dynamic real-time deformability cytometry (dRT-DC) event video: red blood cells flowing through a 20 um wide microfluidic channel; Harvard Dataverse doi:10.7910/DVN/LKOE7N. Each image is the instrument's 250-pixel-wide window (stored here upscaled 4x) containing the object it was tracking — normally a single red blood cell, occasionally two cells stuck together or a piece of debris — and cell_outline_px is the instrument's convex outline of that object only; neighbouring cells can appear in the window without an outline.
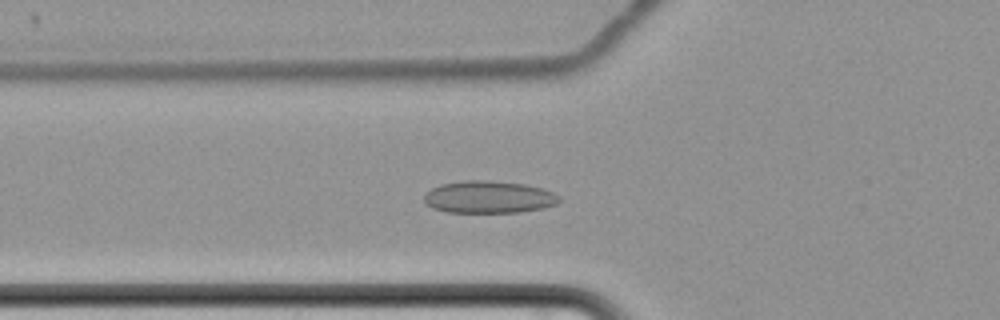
{"species": "common noctule bat (a hibernating species)", "species_latin": "Nyctalus noctula", "temperature_condition": "cold", "stored_images_in_passage": 66, "camera_frame_rate_fps": 3000, "um_per_image_px": 0.085, "animal": {"sex": "female", "body_mass_g": 22.7, "forearm_length_mm": 54.2}, "frame": {"image": 1, "passage_image": 28, "time_ms": 9.0, "image_size_px": [1000, 320], "cell_outline_px": [[560, 200], [556, 204], [544, 208], [520, 212], [448, 212], [432, 208], [424, 200], [424, 196], [432, 188], [440, 184], [468, 180], [488, 180], [524, 184], [540, 188], [552, 192], [560, 196]], "centroid_in_image_um": [41.56, 16.75], "position_along_channel_um": 84.2, "area_um2": 25.26}}
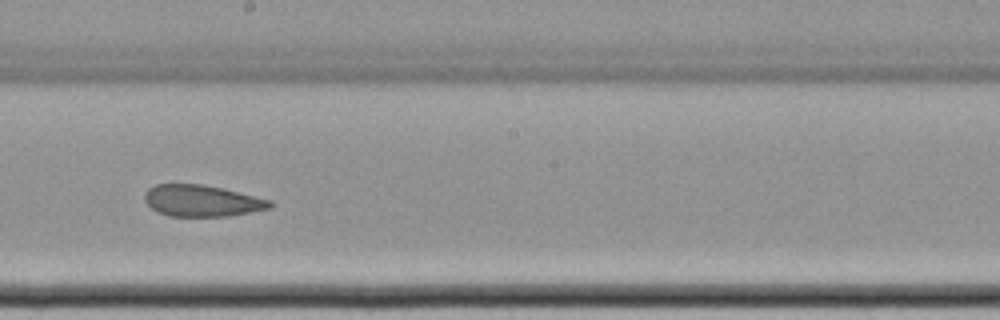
{"frame": {"image": 2, "passage_image": 41, "time_ms": 13.333, "image_size_px": [1000, 320], "cell_outline_px": [[272, 208], [228, 216], [168, 216], [156, 212], [144, 200], [144, 196], [148, 188], [156, 184], [204, 184], [224, 188], [272, 200]], "centroid_in_image_um": [17.17, 17.06], "position_along_channel_um": 231.0, "area_um2": 23.18}}
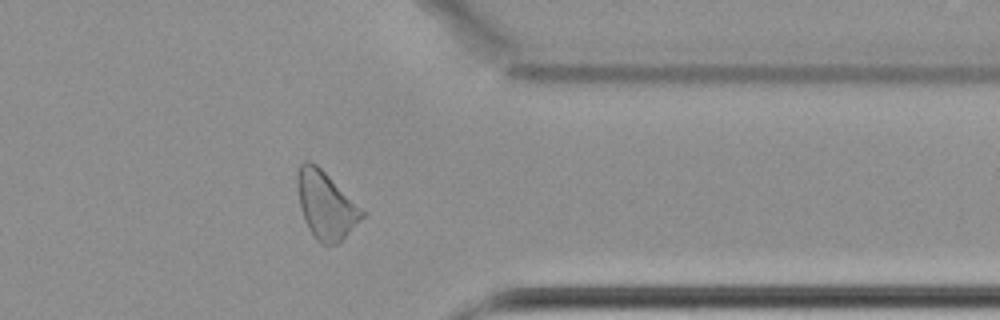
{"frame": {"image": 3, "passage_image": 55, "time_ms": 18.0, "image_size_px": [1000, 320], "cell_outline_px": [[368, 212], [336, 244], [324, 244], [316, 240], [308, 228], [304, 220], [300, 208], [296, 184], [296, 176], [300, 164], [304, 160], [308, 160], [316, 164], [364, 208]], "centroid_in_image_um": [27.69, 17.4], "position_along_channel_um": 383.7, "area_um2": 25.55}, "authors_computed_cell_mechanics": {"area_um2": 26.0389, "velocity_mm_per_s": 3.408, "shape_relaxation_time_tau1_ms": null, "shape_relaxation_time_tau2_ms": 3.3175, "deformation_change_tau1": null, "deformation_change_tau2": 0.0936}}